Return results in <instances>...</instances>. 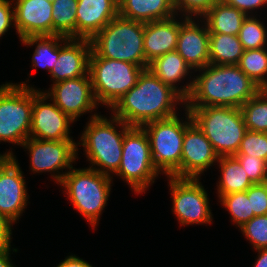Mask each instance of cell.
Returning a JSON list of instances; mask_svg holds the SVG:
<instances>
[{
    "mask_svg": "<svg viewBox=\"0 0 267 267\" xmlns=\"http://www.w3.org/2000/svg\"><path fill=\"white\" fill-rule=\"evenodd\" d=\"M181 108H186V100L146 68L136 85L110 111L127 125L141 127L148 122L177 115L182 112Z\"/></svg>",
    "mask_w": 267,
    "mask_h": 267,
    "instance_id": "obj_1",
    "label": "cell"
},
{
    "mask_svg": "<svg viewBox=\"0 0 267 267\" xmlns=\"http://www.w3.org/2000/svg\"><path fill=\"white\" fill-rule=\"evenodd\" d=\"M194 74L186 107L240 108L261 90L238 65L209 64Z\"/></svg>",
    "mask_w": 267,
    "mask_h": 267,
    "instance_id": "obj_2",
    "label": "cell"
},
{
    "mask_svg": "<svg viewBox=\"0 0 267 267\" xmlns=\"http://www.w3.org/2000/svg\"><path fill=\"white\" fill-rule=\"evenodd\" d=\"M87 119L77 147H83L86 162L90 164L87 167L113 178L121 164L125 132L131 126L112 114Z\"/></svg>",
    "mask_w": 267,
    "mask_h": 267,
    "instance_id": "obj_3",
    "label": "cell"
},
{
    "mask_svg": "<svg viewBox=\"0 0 267 267\" xmlns=\"http://www.w3.org/2000/svg\"><path fill=\"white\" fill-rule=\"evenodd\" d=\"M112 177L89 167H72L59 183L63 193L91 229L95 230L110 198Z\"/></svg>",
    "mask_w": 267,
    "mask_h": 267,
    "instance_id": "obj_4",
    "label": "cell"
},
{
    "mask_svg": "<svg viewBox=\"0 0 267 267\" xmlns=\"http://www.w3.org/2000/svg\"><path fill=\"white\" fill-rule=\"evenodd\" d=\"M145 23L119 14L91 40L90 57L126 61L147 68L143 42Z\"/></svg>",
    "mask_w": 267,
    "mask_h": 267,
    "instance_id": "obj_5",
    "label": "cell"
},
{
    "mask_svg": "<svg viewBox=\"0 0 267 267\" xmlns=\"http://www.w3.org/2000/svg\"><path fill=\"white\" fill-rule=\"evenodd\" d=\"M183 112L185 115L183 113L182 117L177 114L141 126L149 139L153 164L157 171L165 177L180 178L185 127L192 121L190 111L184 108Z\"/></svg>",
    "mask_w": 267,
    "mask_h": 267,
    "instance_id": "obj_6",
    "label": "cell"
},
{
    "mask_svg": "<svg viewBox=\"0 0 267 267\" xmlns=\"http://www.w3.org/2000/svg\"><path fill=\"white\" fill-rule=\"evenodd\" d=\"M219 157L235 156L247 131L240 108L186 107Z\"/></svg>",
    "mask_w": 267,
    "mask_h": 267,
    "instance_id": "obj_7",
    "label": "cell"
},
{
    "mask_svg": "<svg viewBox=\"0 0 267 267\" xmlns=\"http://www.w3.org/2000/svg\"><path fill=\"white\" fill-rule=\"evenodd\" d=\"M33 86L29 79L0 85V144L20 146L29 138L33 107Z\"/></svg>",
    "mask_w": 267,
    "mask_h": 267,
    "instance_id": "obj_8",
    "label": "cell"
},
{
    "mask_svg": "<svg viewBox=\"0 0 267 267\" xmlns=\"http://www.w3.org/2000/svg\"><path fill=\"white\" fill-rule=\"evenodd\" d=\"M136 195L145 194L161 174L153 164L150 143L142 127L131 126L124 135L121 164L114 174Z\"/></svg>",
    "mask_w": 267,
    "mask_h": 267,
    "instance_id": "obj_9",
    "label": "cell"
},
{
    "mask_svg": "<svg viewBox=\"0 0 267 267\" xmlns=\"http://www.w3.org/2000/svg\"><path fill=\"white\" fill-rule=\"evenodd\" d=\"M144 69L126 61L90 57L89 74L97 103L109 110L136 85Z\"/></svg>",
    "mask_w": 267,
    "mask_h": 267,
    "instance_id": "obj_10",
    "label": "cell"
},
{
    "mask_svg": "<svg viewBox=\"0 0 267 267\" xmlns=\"http://www.w3.org/2000/svg\"><path fill=\"white\" fill-rule=\"evenodd\" d=\"M166 179L172 198L171 210L182 227L213 223L208 190L202 185V178L166 177Z\"/></svg>",
    "mask_w": 267,
    "mask_h": 267,
    "instance_id": "obj_11",
    "label": "cell"
},
{
    "mask_svg": "<svg viewBox=\"0 0 267 267\" xmlns=\"http://www.w3.org/2000/svg\"><path fill=\"white\" fill-rule=\"evenodd\" d=\"M20 148L28 151L29 171L33 174L49 172L51 181L53 180L58 186L64 175L75 166L73 163L76 164L79 159L78 153L80 151L75 140L51 141L30 137L24 141Z\"/></svg>",
    "mask_w": 267,
    "mask_h": 267,
    "instance_id": "obj_12",
    "label": "cell"
},
{
    "mask_svg": "<svg viewBox=\"0 0 267 267\" xmlns=\"http://www.w3.org/2000/svg\"><path fill=\"white\" fill-rule=\"evenodd\" d=\"M49 86L51 87L48 90L37 89L44 92L74 122H77L79 117L81 118L87 112L91 114L90 118L100 114L97 112L100 105L94 96L90 74L60 81Z\"/></svg>",
    "mask_w": 267,
    "mask_h": 267,
    "instance_id": "obj_13",
    "label": "cell"
},
{
    "mask_svg": "<svg viewBox=\"0 0 267 267\" xmlns=\"http://www.w3.org/2000/svg\"><path fill=\"white\" fill-rule=\"evenodd\" d=\"M31 116L30 138L51 141L75 140L71 136V127L76 122L62 112L55 103L44 92L39 91L37 87H33V107Z\"/></svg>",
    "mask_w": 267,
    "mask_h": 267,
    "instance_id": "obj_14",
    "label": "cell"
},
{
    "mask_svg": "<svg viewBox=\"0 0 267 267\" xmlns=\"http://www.w3.org/2000/svg\"><path fill=\"white\" fill-rule=\"evenodd\" d=\"M16 155L0 160V216L13 224L27 209L30 196L24 172Z\"/></svg>",
    "mask_w": 267,
    "mask_h": 267,
    "instance_id": "obj_15",
    "label": "cell"
},
{
    "mask_svg": "<svg viewBox=\"0 0 267 267\" xmlns=\"http://www.w3.org/2000/svg\"><path fill=\"white\" fill-rule=\"evenodd\" d=\"M218 159L211 142L192 120L185 127L180 178H201L204 172L217 164Z\"/></svg>",
    "mask_w": 267,
    "mask_h": 267,
    "instance_id": "obj_16",
    "label": "cell"
},
{
    "mask_svg": "<svg viewBox=\"0 0 267 267\" xmlns=\"http://www.w3.org/2000/svg\"><path fill=\"white\" fill-rule=\"evenodd\" d=\"M209 37L207 24L202 18L180 16L176 51L193 71L210 64Z\"/></svg>",
    "mask_w": 267,
    "mask_h": 267,
    "instance_id": "obj_17",
    "label": "cell"
},
{
    "mask_svg": "<svg viewBox=\"0 0 267 267\" xmlns=\"http://www.w3.org/2000/svg\"><path fill=\"white\" fill-rule=\"evenodd\" d=\"M92 52L88 39H73L59 35V57L50 72L52 84L60 81L87 76Z\"/></svg>",
    "mask_w": 267,
    "mask_h": 267,
    "instance_id": "obj_18",
    "label": "cell"
},
{
    "mask_svg": "<svg viewBox=\"0 0 267 267\" xmlns=\"http://www.w3.org/2000/svg\"><path fill=\"white\" fill-rule=\"evenodd\" d=\"M16 34L20 40L29 36H52V3L46 0H12Z\"/></svg>",
    "mask_w": 267,
    "mask_h": 267,
    "instance_id": "obj_19",
    "label": "cell"
},
{
    "mask_svg": "<svg viewBox=\"0 0 267 267\" xmlns=\"http://www.w3.org/2000/svg\"><path fill=\"white\" fill-rule=\"evenodd\" d=\"M118 14V0H78L76 39L91 40Z\"/></svg>",
    "mask_w": 267,
    "mask_h": 267,
    "instance_id": "obj_20",
    "label": "cell"
},
{
    "mask_svg": "<svg viewBox=\"0 0 267 267\" xmlns=\"http://www.w3.org/2000/svg\"><path fill=\"white\" fill-rule=\"evenodd\" d=\"M147 69L164 84L176 90L185 100L190 95L195 74L176 50L155 58ZM185 80L188 81L184 84Z\"/></svg>",
    "mask_w": 267,
    "mask_h": 267,
    "instance_id": "obj_21",
    "label": "cell"
},
{
    "mask_svg": "<svg viewBox=\"0 0 267 267\" xmlns=\"http://www.w3.org/2000/svg\"><path fill=\"white\" fill-rule=\"evenodd\" d=\"M180 16L145 23L143 48L150 63L155 58L175 51L180 31Z\"/></svg>",
    "mask_w": 267,
    "mask_h": 267,
    "instance_id": "obj_22",
    "label": "cell"
},
{
    "mask_svg": "<svg viewBox=\"0 0 267 267\" xmlns=\"http://www.w3.org/2000/svg\"><path fill=\"white\" fill-rule=\"evenodd\" d=\"M118 5L120 16L143 23L177 15L173 0H118Z\"/></svg>",
    "mask_w": 267,
    "mask_h": 267,
    "instance_id": "obj_23",
    "label": "cell"
},
{
    "mask_svg": "<svg viewBox=\"0 0 267 267\" xmlns=\"http://www.w3.org/2000/svg\"><path fill=\"white\" fill-rule=\"evenodd\" d=\"M247 15L223 0H218L201 18L206 22L209 34L239 35Z\"/></svg>",
    "mask_w": 267,
    "mask_h": 267,
    "instance_id": "obj_24",
    "label": "cell"
},
{
    "mask_svg": "<svg viewBox=\"0 0 267 267\" xmlns=\"http://www.w3.org/2000/svg\"><path fill=\"white\" fill-rule=\"evenodd\" d=\"M216 165L220 169L215 188L218 199L223 195L246 191L254 184L235 156L219 157Z\"/></svg>",
    "mask_w": 267,
    "mask_h": 267,
    "instance_id": "obj_25",
    "label": "cell"
},
{
    "mask_svg": "<svg viewBox=\"0 0 267 267\" xmlns=\"http://www.w3.org/2000/svg\"><path fill=\"white\" fill-rule=\"evenodd\" d=\"M19 41L26 47L35 46L31 58L32 70L36 71L38 67L45 69L48 72L47 74H50L59 57V35L29 36Z\"/></svg>",
    "mask_w": 267,
    "mask_h": 267,
    "instance_id": "obj_26",
    "label": "cell"
},
{
    "mask_svg": "<svg viewBox=\"0 0 267 267\" xmlns=\"http://www.w3.org/2000/svg\"><path fill=\"white\" fill-rule=\"evenodd\" d=\"M244 48L238 36L210 34L209 56L212 65H238Z\"/></svg>",
    "mask_w": 267,
    "mask_h": 267,
    "instance_id": "obj_27",
    "label": "cell"
},
{
    "mask_svg": "<svg viewBox=\"0 0 267 267\" xmlns=\"http://www.w3.org/2000/svg\"><path fill=\"white\" fill-rule=\"evenodd\" d=\"M78 0H55L52 3V36L76 39Z\"/></svg>",
    "mask_w": 267,
    "mask_h": 267,
    "instance_id": "obj_28",
    "label": "cell"
},
{
    "mask_svg": "<svg viewBox=\"0 0 267 267\" xmlns=\"http://www.w3.org/2000/svg\"><path fill=\"white\" fill-rule=\"evenodd\" d=\"M240 70L261 89H267V47L244 50Z\"/></svg>",
    "mask_w": 267,
    "mask_h": 267,
    "instance_id": "obj_29",
    "label": "cell"
},
{
    "mask_svg": "<svg viewBox=\"0 0 267 267\" xmlns=\"http://www.w3.org/2000/svg\"><path fill=\"white\" fill-rule=\"evenodd\" d=\"M240 109L247 130L267 133V89H261Z\"/></svg>",
    "mask_w": 267,
    "mask_h": 267,
    "instance_id": "obj_30",
    "label": "cell"
},
{
    "mask_svg": "<svg viewBox=\"0 0 267 267\" xmlns=\"http://www.w3.org/2000/svg\"><path fill=\"white\" fill-rule=\"evenodd\" d=\"M218 200L222 208L228 211L231 223L237 228L255 216L246 191L223 195Z\"/></svg>",
    "mask_w": 267,
    "mask_h": 267,
    "instance_id": "obj_31",
    "label": "cell"
},
{
    "mask_svg": "<svg viewBox=\"0 0 267 267\" xmlns=\"http://www.w3.org/2000/svg\"><path fill=\"white\" fill-rule=\"evenodd\" d=\"M261 19L255 15L243 21L238 37L244 50L267 47V26Z\"/></svg>",
    "mask_w": 267,
    "mask_h": 267,
    "instance_id": "obj_32",
    "label": "cell"
},
{
    "mask_svg": "<svg viewBox=\"0 0 267 267\" xmlns=\"http://www.w3.org/2000/svg\"><path fill=\"white\" fill-rule=\"evenodd\" d=\"M239 230L253 250L267 248V215L254 216Z\"/></svg>",
    "mask_w": 267,
    "mask_h": 267,
    "instance_id": "obj_33",
    "label": "cell"
},
{
    "mask_svg": "<svg viewBox=\"0 0 267 267\" xmlns=\"http://www.w3.org/2000/svg\"><path fill=\"white\" fill-rule=\"evenodd\" d=\"M236 154L258 157L267 162V133L247 130Z\"/></svg>",
    "mask_w": 267,
    "mask_h": 267,
    "instance_id": "obj_34",
    "label": "cell"
},
{
    "mask_svg": "<svg viewBox=\"0 0 267 267\" xmlns=\"http://www.w3.org/2000/svg\"><path fill=\"white\" fill-rule=\"evenodd\" d=\"M235 157L254 184L267 182V162L265 160L245 154H236Z\"/></svg>",
    "mask_w": 267,
    "mask_h": 267,
    "instance_id": "obj_35",
    "label": "cell"
},
{
    "mask_svg": "<svg viewBox=\"0 0 267 267\" xmlns=\"http://www.w3.org/2000/svg\"><path fill=\"white\" fill-rule=\"evenodd\" d=\"M218 0H173L176 14L201 18Z\"/></svg>",
    "mask_w": 267,
    "mask_h": 267,
    "instance_id": "obj_36",
    "label": "cell"
},
{
    "mask_svg": "<svg viewBox=\"0 0 267 267\" xmlns=\"http://www.w3.org/2000/svg\"><path fill=\"white\" fill-rule=\"evenodd\" d=\"M246 192L254 215H267V182L253 184Z\"/></svg>",
    "mask_w": 267,
    "mask_h": 267,
    "instance_id": "obj_37",
    "label": "cell"
},
{
    "mask_svg": "<svg viewBox=\"0 0 267 267\" xmlns=\"http://www.w3.org/2000/svg\"><path fill=\"white\" fill-rule=\"evenodd\" d=\"M12 27L15 28L12 0H0V39L8 34Z\"/></svg>",
    "mask_w": 267,
    "mask_h": 267,
    "instance_id": "obj_38",
    "label": "cell"
},
{
    "mask_svg": "<svg viewBox=\"0 0 267 267\" xmlns=\"http://www.w3.org/2000/svg\"><path fill=\"white\" fill-rule=\"evenodd\" d=\"M225 1L228 5L235 7L239 11H242L245 13L247 16H259L261 13H259L258 9L260 11L262 8H267V0H223ZM259 13V15H258Z\"/></svg>",
    "mask_w": 267,
    "mask_h": 267,
    "instance_id": "obj_39",
    "label": "cell"
},
{
    "mask_svg": "<svg viewBox=\"0 0 267 267\" xmlns=\"http://www.w3.org/2000/svg\"><path fill=\"white\" fill-rule=\"evenodd\" d=\"M12 222L8 219L0 216V252L2 251H16V248L11 246L12 243V229L13 228Z\"/></svg>",
    "mask_w": 267,
    "mask_h": 267,
    "instance_id": "obj_40",
    "label": "cell"
},
{
    "mask_svg": "<svg viewBox=\"0 0 267 267\" xmlns=\"http://www.w3.org/2000/svg\"><path fill=\"white\" fill-rule=\"evenodd\" d=\"M56 267H93L92 264L83 260L82 258L76 256L75 254H70Z\"/></svg>",
    "mask_w": 267,
    "mask_h": 267,
    "instance_id": "obj_41",
    "label": "cell"
},
{
    "mask_svg": "<svg viewBox=\"0 0 267 267\" xmlns=\"http://www.w3.org/2000/svg\"><path fill=\"white\" fill-rule=\"evenodd\" d=\"M257 253L253 267H267V248L254 250Z\"/></svg>",
    "mask_w": 267,
    "mask_h": 267,
    "instance_id": "obj_42",
    "label": "cell"
},
{
    "mask_svg": "<svg viewBox=\"0 0 267 267\" xmlns=\"http://www.w3.org/2000/svg\"><path fill=\"white\" fill-rule=\"evenodd\" d=\"M18 248H16V251H2L0 252V267H16L12 263L11 254H14L13 252H18Z\"/></svg>",
    "mask_w": 267,
    "mask_h": 267,
    "instance_id": "obj_43",
    "label": "cell"
},
{
    "mask_svg": "<svg viewBox=\"0 0 267 267\" xmlns=\"http://www.w3.org/2000/svg\"><path fill=\"white\" fill-rule=\"evenodd\" d=\"M7 150H9V151H7ZM7 150H5L6 152L3 151V153H0V160L6 158L7 156L14 155V152L12 151L13 148L10 147V149H7Z\"/></svg>",
    "mask_w": 267,
    "mask_h": 267,
    "instance_id": "obj_44",
    "label": "cell"
},
{
    "mask_svg": "<svg viewBox=\"0 0 267 267\" xmlns=\"http://www.w3.org/2000/svg\"><path fill=\"white\" fill-rule=\"evenodd\" d=\"M46 1L53 3L55 0H46Z\"/></svg>",
    "mask_w": 267,
    "mask_h": 267,
    "instance_id": "obj_45",
    "label": "cell"
}]
</instances>
